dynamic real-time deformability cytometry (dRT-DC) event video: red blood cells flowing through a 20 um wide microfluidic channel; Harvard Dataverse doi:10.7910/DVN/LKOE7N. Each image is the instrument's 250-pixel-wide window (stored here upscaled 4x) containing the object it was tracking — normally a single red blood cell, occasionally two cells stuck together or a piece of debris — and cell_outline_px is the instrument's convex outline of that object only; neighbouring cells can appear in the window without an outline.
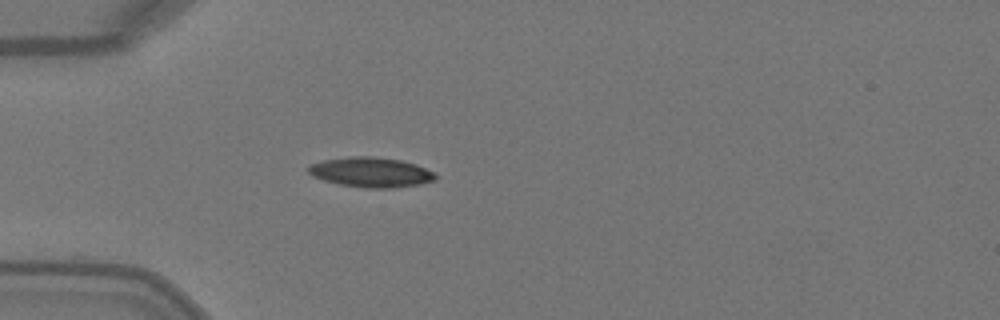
{"species": "Egyptian fruit bat (a non-hibernating species)", "species_latin": "Rousettus aegyptiacus", "temperature_condition": "warm", "stored_images_in_passage": 3, "camera_frame_rate_fps": 3000, "um_per_image_px": 0.085, "animal": {"sex": "female"}, "frame": {"image": 1, "passage_image": 1, "time_ms": 0.0, "image_size_px": [1000, 320], "cell_outline_px": [[436, 180], [420, 184], [392, 188], [364, 188], [340, 184], [324, 180], [312, 176], [308, 172], [308, 164], [324, 160], [352, 156], [372, 156], [400, 160], [416, 164], [432, 172], [436, 176]], "centroid_in_image_um": [31.51, 14.64], "position_along_channel_um": 53.5, "area_um2": 22.08}}